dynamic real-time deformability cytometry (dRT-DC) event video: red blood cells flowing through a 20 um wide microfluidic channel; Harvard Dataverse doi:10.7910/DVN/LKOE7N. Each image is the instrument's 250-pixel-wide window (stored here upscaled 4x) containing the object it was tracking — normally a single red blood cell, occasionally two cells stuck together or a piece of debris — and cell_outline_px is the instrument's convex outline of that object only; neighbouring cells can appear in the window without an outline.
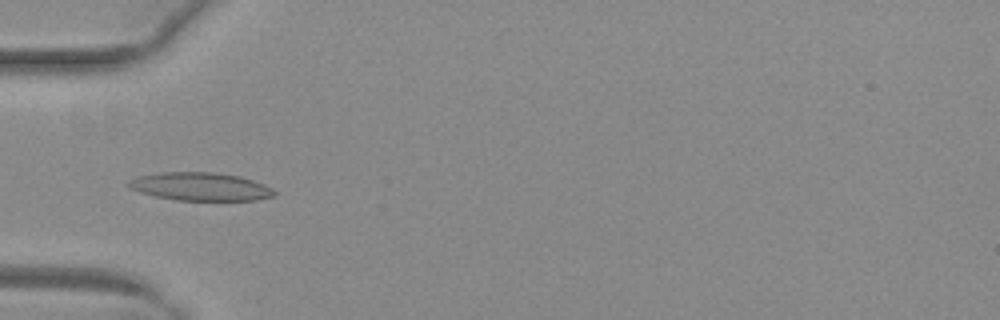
{"species": "common noctule bat (a hibernating species)", "species_latin": "Nyctalus noctula", "temperature_condition": "warm", "stored_images_in_passage": 46, "camera_frame_rate_fps": 3000, "um_per_image_px": 0.085, "animal": {"sex": "female", "body_mass_g": 29.2, "forearm_length_mm": 56.3}, "frame": {"image": 1, "passage_image": 12, "time_ms": 3.667, "image_size_px": [1000, 320], "cell_outline_px": [[276, 196], [256, 200], [176, 200], [156, 196], [140, 192], [128, 188], [124, 184], [128, 180], [136, 176], [164, 172], [212, 172], [240, 176], [264, 184], [272, 188], [276, 192]], "centroid_in_image_um": [17.0, 15.86], "position_along_channel_um": 68.0, "area_um2": 24.04}}
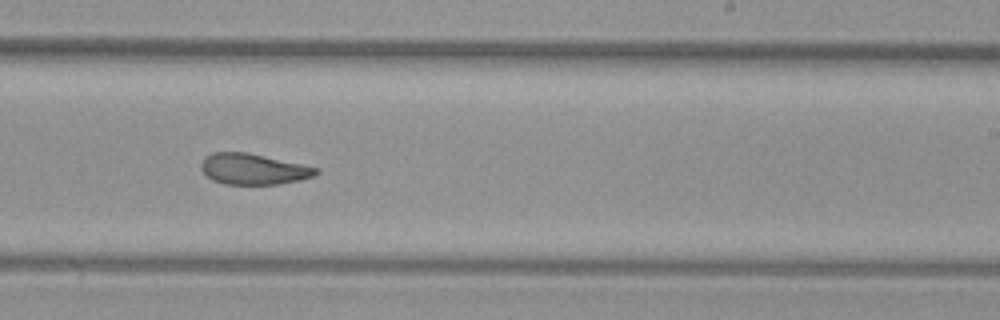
{"frame": {"image": 2, "passage_image": 27, "time_ms": 8.667, "image_size_px": [1000, 320], "cell_outline_px": [[320, 172], [312, 176], [300, 180], [280, 184], [224, 184], [212, 180], [200, 168], [200, 164], [204, 156], [212, 152], [248, 152], [304, 164], [320, 168]], "centroid_in_image_um": [21.54, 14.36], "position_along_channel_um": 267.5, "area_um2": 20.92}}
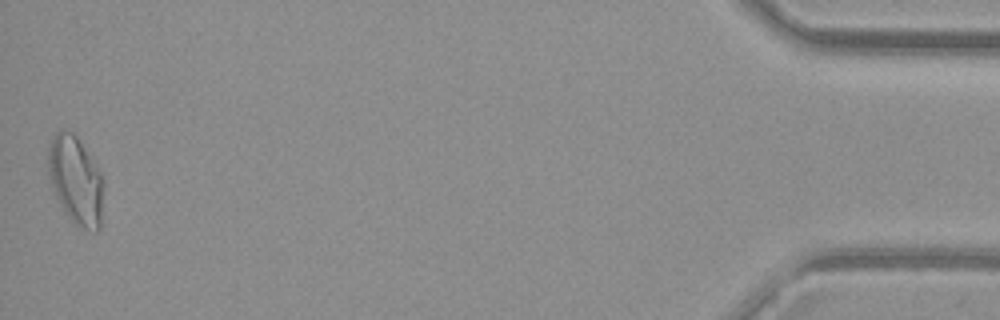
{"frame": {"image": 3, "passage_image": 46, "time_ms": 15.0, "image_size_px": [1000, 320], "cell_outline_px": [[104, 180], [100, 228], [96, 232], [84, 228], [76, 224], [64, 212], [52, 192], [48, 172], [48, 144], [52, 136], [60, 128], [64, 128], [72, 132], [76, 136], [100, 172]], "centroid_in_image_um": [6.4, 15.31], "position_along_channel_um": 428.8, "area_um2": 28.67}, "authors_computed_cell_mechanics": {"area_um2": 22.3975, "velocity_mm_per_s": 4.0111, "shape_relaxation_time_tau1_ms": null, "shape_relaxation_time_tau2_ms": 2.4624, "deformation_change_tau1": null, "deformation_change_tau2": 0.0939}}